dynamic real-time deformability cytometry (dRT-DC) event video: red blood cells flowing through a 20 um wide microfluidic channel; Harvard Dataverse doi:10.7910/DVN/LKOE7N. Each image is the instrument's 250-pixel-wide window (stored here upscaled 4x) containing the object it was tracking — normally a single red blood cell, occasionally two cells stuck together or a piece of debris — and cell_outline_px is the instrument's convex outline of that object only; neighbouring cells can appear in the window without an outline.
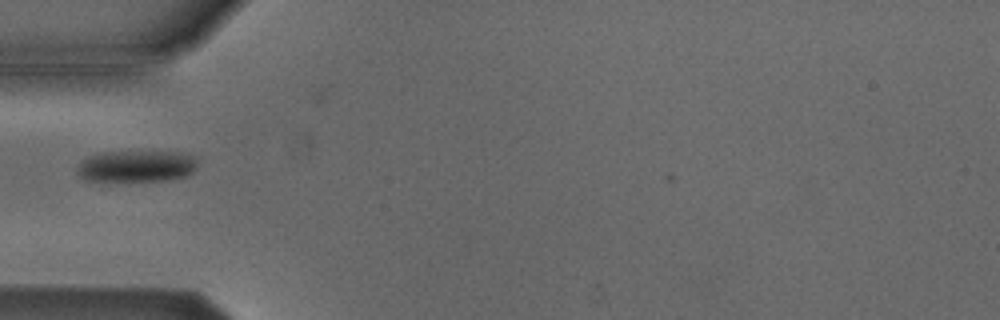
{"species": "Egyptian fruit bat (a non-hibernating species)", "species_latin": "Rousettus aegyptiacus", "temperature_condition": "cold", "stored_images_in_passage": 27, "camera_frame_rate_fps": 3000, "um_per_image_px": 0.085, "animal": {"sex": "male"}, "frame": {"image": 1, "passage_image": 1, "time_ms": 0.0, "image_size_px": [1000, 320], "cell_outline_px": [[196, 168], [188, 176], [164, 180], [84, 180], [80, 176], [80, 160], [88, 156], [104, 152], [180, 152], [196, 156]], "centroid_in_image_um": [11.65, 14.11], "position_along_channel_um": 73.3, "area_um2": 21.79}}
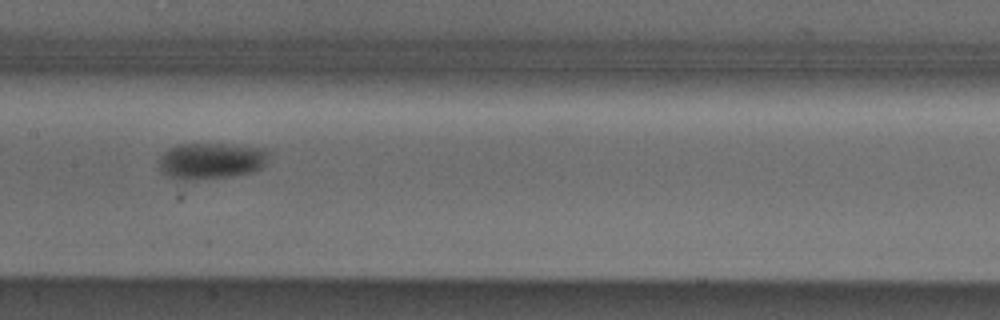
{"frame": {"image": 2, "passage_image": 10, "time_ms": 3.0, "image_size_px": [1000, 320], "cell_outline_px": [[268, 152], [264, 164], [260, 168], [248, 172], [232, 176], [196, 180], [168, 176], [160, 172], [160, 156], [168, 148], [180, 144], [220, 144], [268, 148]], "centroid_in_image_um": [17.92, 13.66], "position_along_channel_um": 189.5, "area_um2": 22.89}}
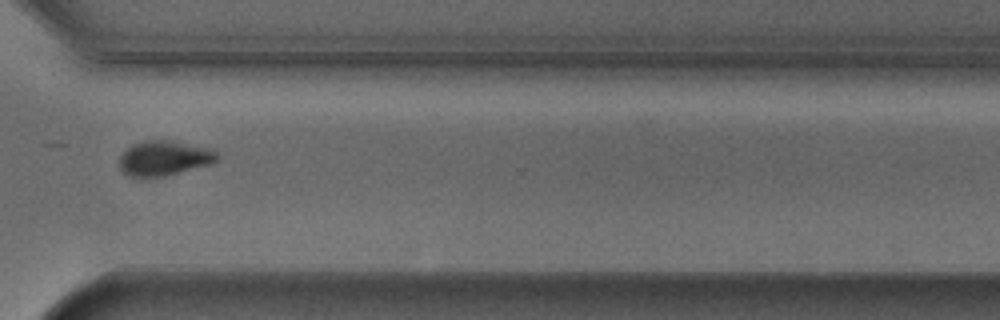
{"frame": {"image": 3, "passage_image": 23, "time_ms": 7.333, "image_size_px": [1000, 320], "cell_outline_px": [[220, 156], [212, 164], [164, 176], [140, 180], [128, 176], [120, 168], [120, 156], [132, 144], [144, 140], [168, 140], [212, 148]], "centroid_in_image_um": [13.94, 13.47], "position_along_channel_um": 356.7, "area_um2": 20.29}}